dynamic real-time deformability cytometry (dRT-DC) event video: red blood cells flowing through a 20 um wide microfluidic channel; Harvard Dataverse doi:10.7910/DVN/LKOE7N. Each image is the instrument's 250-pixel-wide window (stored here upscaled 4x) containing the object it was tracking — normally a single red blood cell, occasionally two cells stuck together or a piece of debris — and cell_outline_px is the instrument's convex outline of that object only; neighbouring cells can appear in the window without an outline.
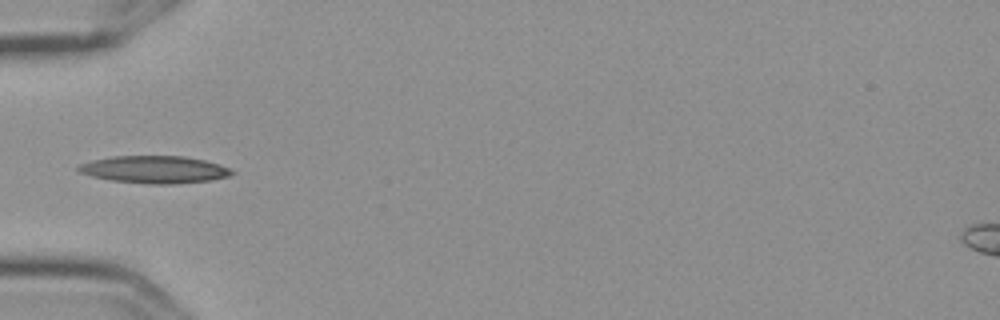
{"species": "Egyptian fruit bat (a non-hibernating species)", "species_latin": "Rousettus aegyptiacus", "temperature_condition": "cold", "stored_images_in_passage": 6, "camera_frame_rate_fps": 3000, "um_per_image_px": 0.085, "frame": {"image": 1, "passage_image": 6, "time_ms": 1.667, "image_size_px": [1000, 320], "cell_outline_px": [[236, 172], [228, 176], [212, 180], [172, 184], [148, 184], [112, 180], [92, 176], [80, 172], [76, 168], [80, 164], [92, 160], [112, 156], [184, 156], [204, 160], [220, 164]], "centroid_in_image_um": [13.14, 14.41], "position_along_channel_um": 71.9, "area_um2": 24.39}}